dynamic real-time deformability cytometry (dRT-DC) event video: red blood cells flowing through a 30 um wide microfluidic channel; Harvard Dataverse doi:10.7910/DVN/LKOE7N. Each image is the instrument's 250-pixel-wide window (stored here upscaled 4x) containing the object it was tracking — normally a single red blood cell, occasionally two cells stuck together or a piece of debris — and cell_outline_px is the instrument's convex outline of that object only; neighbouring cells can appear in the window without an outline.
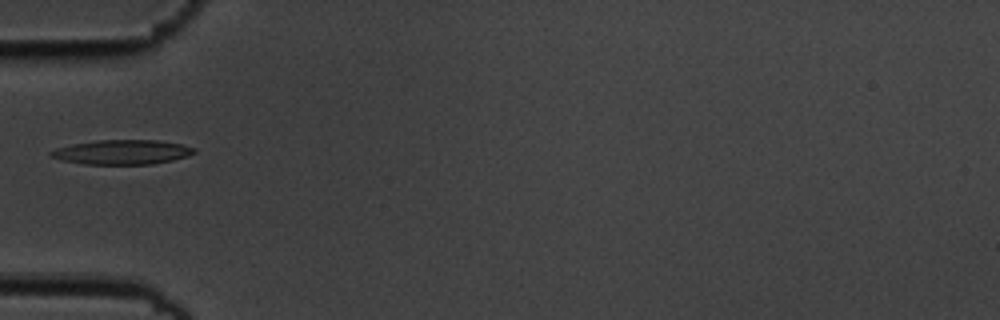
{"species": "common noctule bat (a hibernating species)", "species_latin": "Nyctalus noctula", "temperature_condition": "cold", "stored_images_in_passage": 6, "camera_frame_rate_fps": 3000, "um_per_image_px": 0.085, "animal": {"sex": "male", "body_mass_g": 19.5, "forearm_length_mm": 54.6}, "frame": {"image": 1, "passage_image": 6, "time_ms": 1.667, "image_size_px": [1000, 320], "cell_outline_px": [[196, 152], [188, 156], [172, 160], [152, 164], [84, 164], [60, 160], [48, 156], [48, 152], [56, 148], [96, 140], [160, 140], [180, 144], [196, 148]], "centroid_in_image_um": [10.37, 12.93], "position_along_channel_um": 74.6, "area_um2": 20.52}}